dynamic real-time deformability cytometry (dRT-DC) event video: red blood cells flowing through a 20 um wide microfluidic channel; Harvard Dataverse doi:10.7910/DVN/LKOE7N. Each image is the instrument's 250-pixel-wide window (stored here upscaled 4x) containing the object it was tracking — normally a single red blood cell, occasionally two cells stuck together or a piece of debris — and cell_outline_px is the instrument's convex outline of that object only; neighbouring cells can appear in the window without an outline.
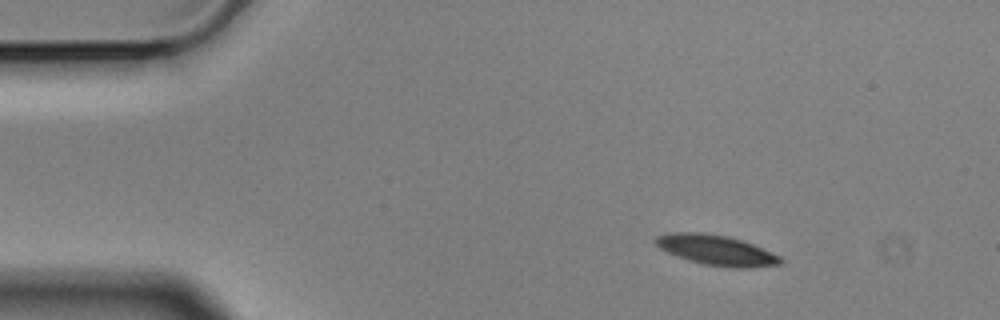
{"species": "Egyptian fruit bat (a non-hibernating species)", "species_latin": "Rousettus aegyptiacus", "temperature_condition": "cold", "stored_images_in_passage": 6, "camera_frame_rate_fps": 3000, "um_per_image_px": 0.085, "animal": {"sex": "male"}, "frame": {"image": 1, "passage_image": 1, "time_ms": 0.0, "image_size_px": [1000, 320], "cell_outline_px": [[784, 260], [780, 264], [752, 268], [732, 268], [704, 264], [688, 260], [676, 256], [660, 248], [652, 240], [656, 236], [672, 232], [700, 232], [728, 236], [752, 244], [780, 256]], "centroid_in_image_um": [60.87, 21.26], "position_along_channel_um": 24.1, "area_um2": 21.96}}
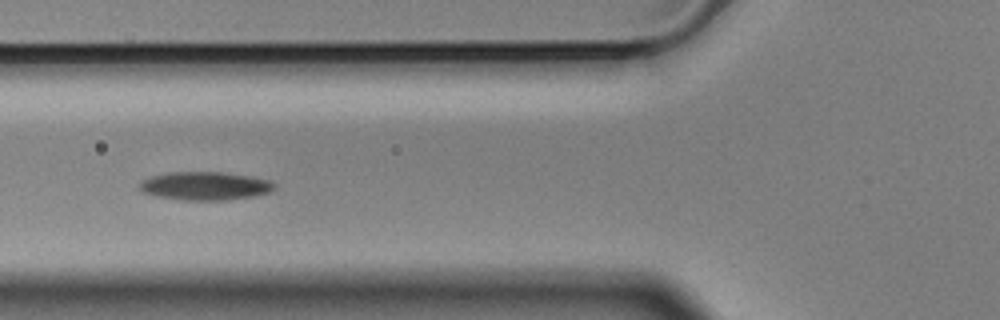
{"frame": {"image": 2, "passage_image": 4, "time_ms": 1.0, "image_size_px": [1000, 320], "cell_outline_px": [[276, 188], [268, 192], [252, 196], [228, 200], [184, 200], [156, 196], [140, 192], [136, 184], [152, 176], [168, 172], [224, 172], [248, 176], [268, 180], [276, 184]], "centroid_in_image_um": [17.38, 15.8], "position_along_channel_um": 108.4, "area_um2": 22.31}}
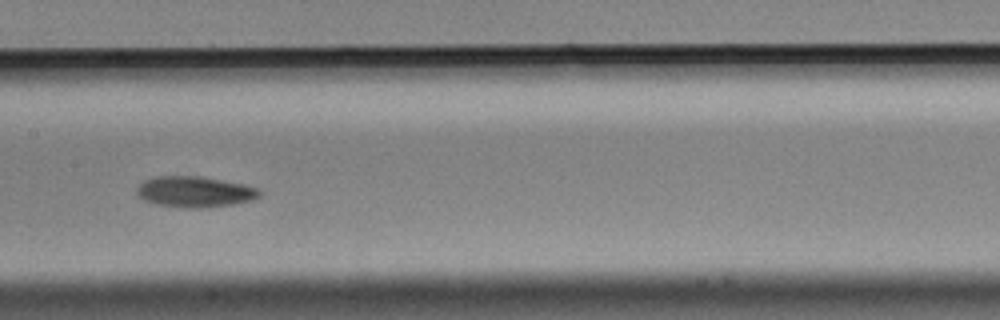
{"frame": {"image": 3, "passage_image": 6, "time_ms": 1.667, "image_size_px": [1000, 320], "cell_outline_px": [[260, 196], [252, 200], [232, 204], [200, 208], [184, 208], [156, 204], [144, 200], [136, 196], [136, 188], [144, 180], [156, 176], [200, 176], [244, 184], [260, 188]], "centroid_in_image_um": [16.53, 16.3], "position_along_channel_um": 190.9, "area_um2": 22.2}}